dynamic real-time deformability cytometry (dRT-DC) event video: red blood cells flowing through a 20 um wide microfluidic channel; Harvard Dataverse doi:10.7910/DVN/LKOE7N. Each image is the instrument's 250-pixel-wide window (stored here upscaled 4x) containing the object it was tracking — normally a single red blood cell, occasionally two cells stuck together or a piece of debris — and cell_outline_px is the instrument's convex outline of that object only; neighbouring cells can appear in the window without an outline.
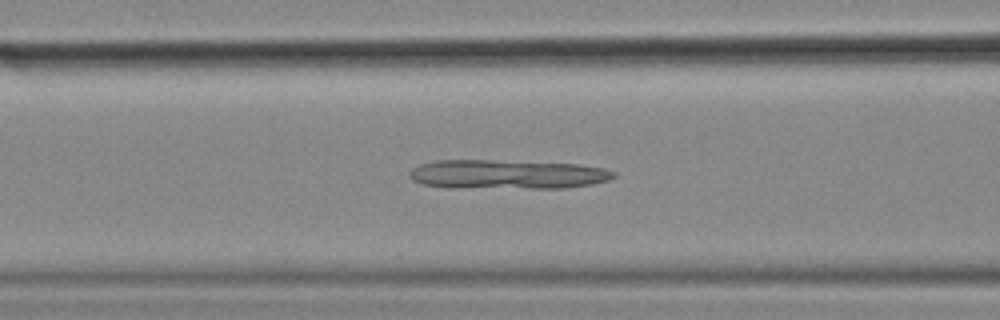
{"species": "common noctule bat (a hibernating species)", "species_latin": "Nyctalus noctula", "temperature_condition": "cold", "stored_images_in_passage": 45, "camera_frame_rate_fps": 3000, "um_per_image_px": 0.085, "animal": {"sex": "female", "body_mass_g": 18.4}, "frame": {"image": 1, "passage_image": 12, "time_ms": 3.667, "image_size_px": [1000, 320], "cell_outline_px": [[616, 176], [608, 180], [592, 184], [564, 188], [448, 188], [424, 184], [412, 180], [408, 176], [408, 172], [412, 168], [420, 164], [436, 160], [492, 160], [580, 164], [604, 168], [616, 172]], "centroid_in_image_um": [43.09, 14.82], "position_along_channel_um": 123.5, "area_um2": 35.2}}
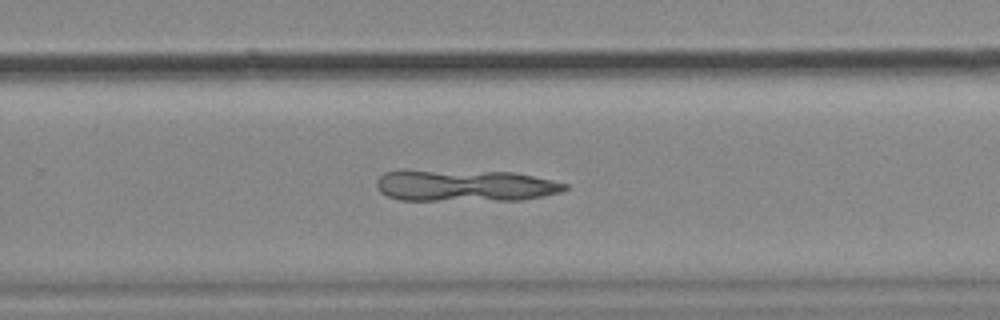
{"frame": {"image": 2, "passage_image": 26, "time_ms": 8.333, "image_size_px": [1000, 320], "cell_outline_px": [[568, 188], [564, 192], [520, 200], [400, 200], [388, 196], [380, 192], [376, 188], [376, 180], [384, 172], [400, 168], [408, 168], [512, 172], [552, 180], [568, 184]], "centroid_in_image_um": [39.43, 15.74], "position_along_channel_um": 290.4, "area_um2": 35.89}}
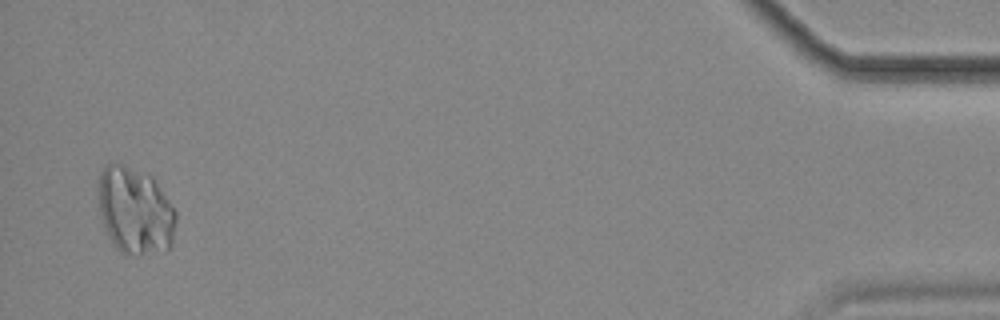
{"frame": {"image": 3, "passage_image": 44, "time_ms": 14.333, "image_size_px": [1000, 320], "cell_outline_px": [[176, 220], [172, 244], [164, 252], [140, 256], [120, 252], [116, 248], [108, 236], [104, 228], [100, 216], [100, 172], [108, 164], [124, 164], [152, 176], [176, 208]], "centroid_in_image_um": [11.53, 17.95], "position_along_channel_um": 423.7, "area_um2": 39.77}}